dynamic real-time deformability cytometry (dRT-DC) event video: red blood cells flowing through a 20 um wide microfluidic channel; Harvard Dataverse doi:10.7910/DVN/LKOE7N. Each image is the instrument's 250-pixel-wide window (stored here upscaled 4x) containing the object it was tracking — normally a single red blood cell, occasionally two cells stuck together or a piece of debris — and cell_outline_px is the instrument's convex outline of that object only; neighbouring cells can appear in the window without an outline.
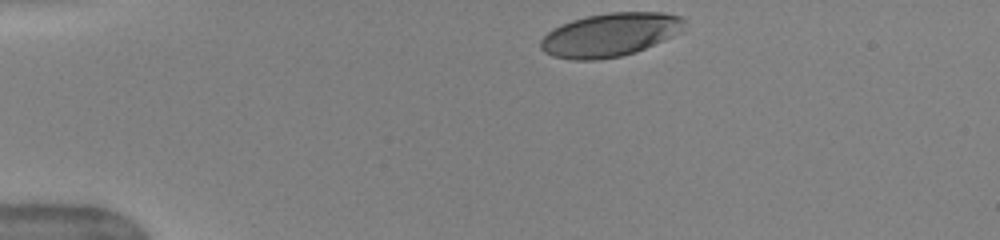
{"species": "human", "species_latin": "Homo sapiens", "temperature_condition": "warm", "stored_images_in_passage": 35, "camera_frame_rate_fps": 3000, "um_per_image_px": 0.085, "donor": {"sex": "female"}, "frame": {"image": 1, "passage_image": 1, "time_ms": 0.0, "image_size_px": [1000, 240], "cell_outline_px": [[688, 20], [684, 32], [636, 52], [620, 56], [596, 60], [572, 60], [552, 56], [544, 52], [540, 48], [540, 40], [552, 28], [572, 20], [588, 16], [608, 12], [664, 12], [680, 16]], "centroid_in_image_um": [51.91, 2.95], "position_along_channel_um": 33.1, "area_um2": 36.93}}
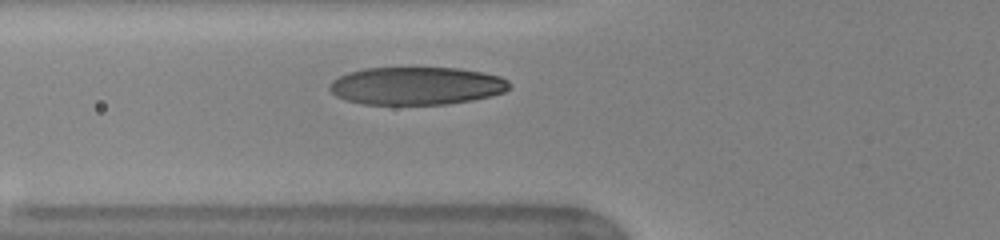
{"frame": {"image": 2, "passage_image": 10, "time_ms": 3.0, "image_size_px": [1000, 240], "cell_outline_px": [[512, 84], [504, 92], [492, 96], [472, 100], [448, 104], [364, 104], [348, 100], [336, 96], [328, 88], [328, 84], [332, 80], [348, 72], [364, 68], [456, 68], [484, 72], [500, 76], [508, 80]], "centroid_in_image_um": [35.42, 7.29], "position_along_channel_um": 90.4, "area_um2": 39.77}}
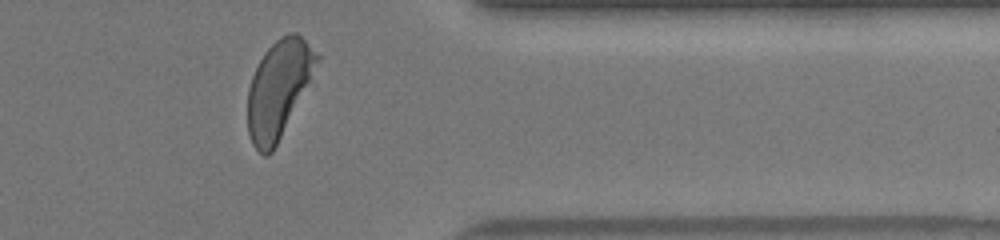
{"frame": {"image": 3, "passage_image": 33, "time_ms": 10.667, "image_size_px": [1000, 240], "cell_outline_px": [[320, 60], [272, 152], [268, 156], [264, 156], [252, 144], [248, 132], [248, 88], [252, 76], [264, 52], [280, 36], [292, 32], [296, 32], [320, 56]], "centroid_in_image_um": [23.65, 7.54], "position_along_channel_um": 387.7, "area_um2": 38.21}, "authors_computed_cell_mechanics": {"area_um2": 39.7664, "velocity_mm_per_s": 3.98, "shape_relaxation_time_tau1_ms": 3.3967, "shape_relaxation_time_tau2_ms": null, "deformation_change_tau1": 0.1995, "deformation_change_tau2": null}}